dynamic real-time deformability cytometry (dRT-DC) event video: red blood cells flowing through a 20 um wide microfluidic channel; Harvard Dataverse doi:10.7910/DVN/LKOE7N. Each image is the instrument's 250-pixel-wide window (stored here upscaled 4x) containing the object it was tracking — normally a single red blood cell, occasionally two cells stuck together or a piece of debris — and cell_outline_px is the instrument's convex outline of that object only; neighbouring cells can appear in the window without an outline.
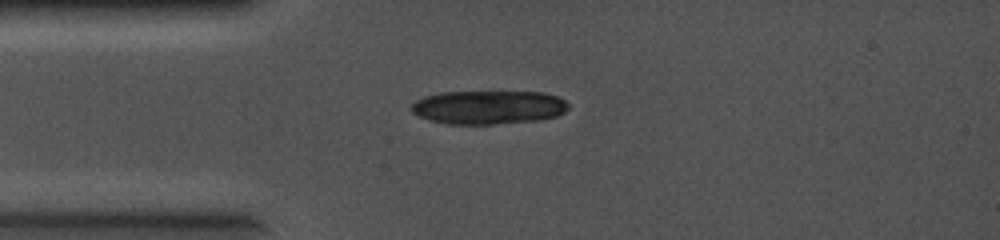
{"species": "common noctule bat (a hibernating species)", "species_latin": "Nyctalus noctula", "temperature_condition": "cold", "stored_images_in_passage": 1, "camera_frame_rate_fps": 5000, "um_per_image_px": 0.085, "animal": {"sex": "female", "body_mass_g": 19.0, "forearm_length_mm": 56.7}, "frame": {"image": 1, "passage_image": 1, "time_ms": 0.0, "image_size_px": [1000, 240], "cell_outline_px": [[568, 108], [564, 112], [556, 116], [540, 120], [492, 124], [448, 124], [428, 120], [412, 112], [408, 108], [416, 100], [424, 96], [440, 92], [544, 92], [556, 96], [564, 100], [568, 104]], "centroid_in_image_um": [41.49, 9.12], "position_along_channel_um": 43.5, "area_um2": 30.92}}